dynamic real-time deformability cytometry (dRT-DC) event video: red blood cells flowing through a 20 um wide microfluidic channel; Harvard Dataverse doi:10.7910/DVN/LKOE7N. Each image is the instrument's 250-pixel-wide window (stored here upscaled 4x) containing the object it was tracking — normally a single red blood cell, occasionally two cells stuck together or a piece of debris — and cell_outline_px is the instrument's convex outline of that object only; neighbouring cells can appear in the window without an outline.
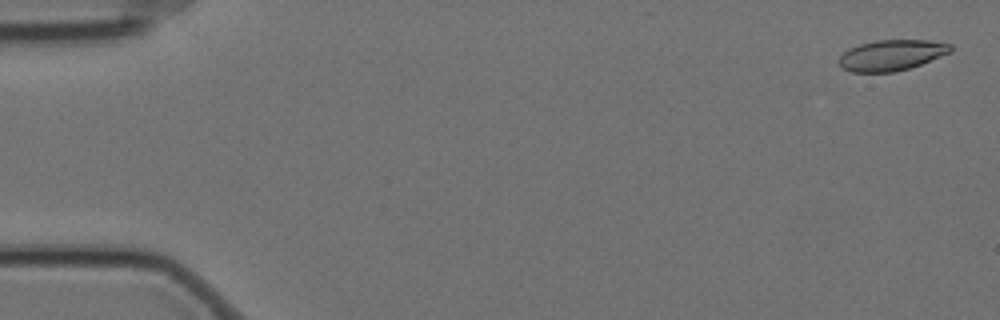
{"species": "Egyptian fruit bat (a non-hibernating species)", "species_latin": "Rousettus aegyptiacus", "temperature_condition": "cold", "stored_images_in_passage": 8, "camera_frame_rate_fps": 3000, "um_per_image_px": 0.085, "animal": {"sex": "female"}, "frame": {"image": 1, "passage_image": 1, "time_ms": 0.0, "image_size_px": [1000, 320], "cell_outline_px": [[952, 52], [920, 64], [908, 68], [892, 72], [848, 72], [840, 68], [840, 56], [848, 48], [860, 44], [876, 40], [928, 40], [952, 44]], "centroid_in_image_um": [75.76, 4.69], "position_along_channel_um": 9.2, "area_um2": 20.0}}
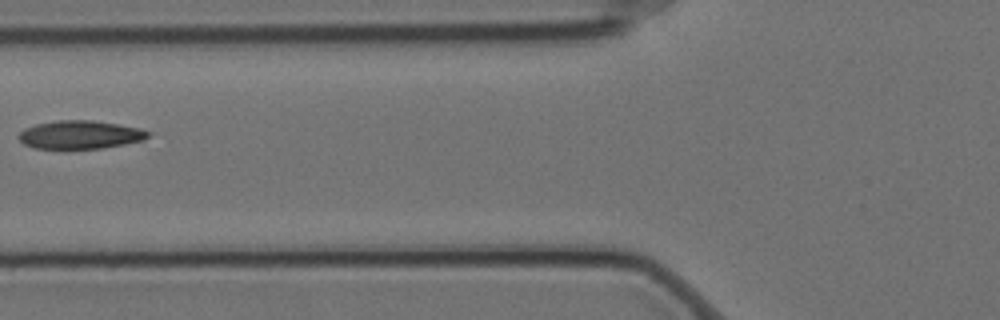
{"frame": {"image": 2, "passage_image": 7, "time_ms": 2.0, "image_size_px": [1000, 320], "cell_outline_px": [[152, 132], [144, 140], [124, 144], [100, 148], [36, 148], [24, 144], [20, 140], [20, 132], [24, 128], [36, 124], [56, 120], [92, 120], [140, 128]], "centroid_in_image_um": [6.83, 11.44], "position_along_channel_um": 119.0, "area_um2": 21.1}}
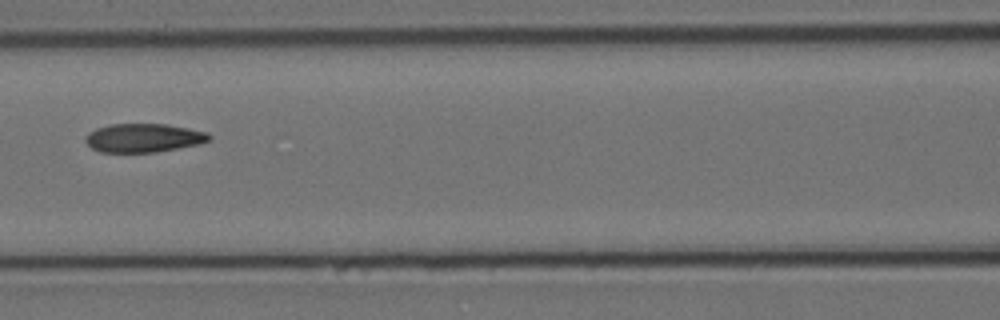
{"frame": {"image": 3, "passage_image": 8, "time_ms": 2.333, "image_size_px": [1000, 320], "cell_outline_px": [[212, 136], [208, 140], [200, 144], [156, 152], [100, 152], [92, 148], [84, 140], [88, 132], [96, 128], [108, 124], [168, 124], [208, 132]], "centroid_in_image_um": [12.2, 11.71], "position_along_channel_um": 154.4, "area_um2": 20.75}}